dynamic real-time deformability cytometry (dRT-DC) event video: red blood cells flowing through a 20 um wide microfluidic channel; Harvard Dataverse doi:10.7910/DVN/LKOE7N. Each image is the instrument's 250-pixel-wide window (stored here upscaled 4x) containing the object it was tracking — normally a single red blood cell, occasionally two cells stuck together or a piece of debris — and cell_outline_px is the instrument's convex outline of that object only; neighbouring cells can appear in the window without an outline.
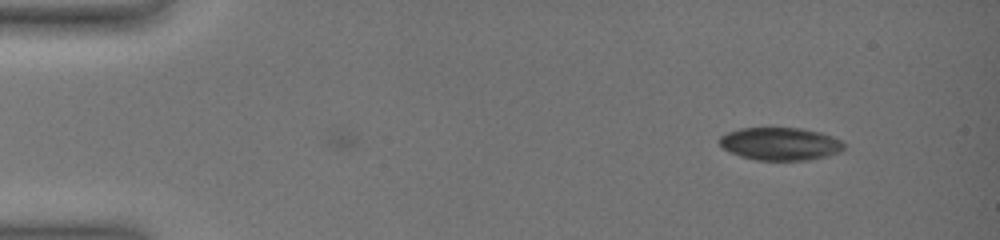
{"species": "common noctule bat (a hibernating species)", "species_latin": "Nyctalus noctula", "temperature_condition": "warm", "stored_images_in_passage": 2, "camera_frame_rate_fps": 3000, "um_per_image_px": 0.085, "animal": {"sex": "female", "body_mass_g": 19.0, "forearm_length_mm": 51.5}, "frame": {"image": 1, "passage_image": 1, "time_ms": 0.0, "image_size_px": [1000, 240], "cell_outline_px": [[844, 148], [840, 152], [828, 156], [808, 160], [756, 160], [740, 156], [728, 152], [720, 144], [720, 136], [728, 132], [740, 128], [800, 128], [820, 132], [832, 136], [840, 140], [844, 144]], "centroid_in_image_um": [66.32, 12.23], "position_along_channel_um": 18.7, "area_um2": 23.81}}